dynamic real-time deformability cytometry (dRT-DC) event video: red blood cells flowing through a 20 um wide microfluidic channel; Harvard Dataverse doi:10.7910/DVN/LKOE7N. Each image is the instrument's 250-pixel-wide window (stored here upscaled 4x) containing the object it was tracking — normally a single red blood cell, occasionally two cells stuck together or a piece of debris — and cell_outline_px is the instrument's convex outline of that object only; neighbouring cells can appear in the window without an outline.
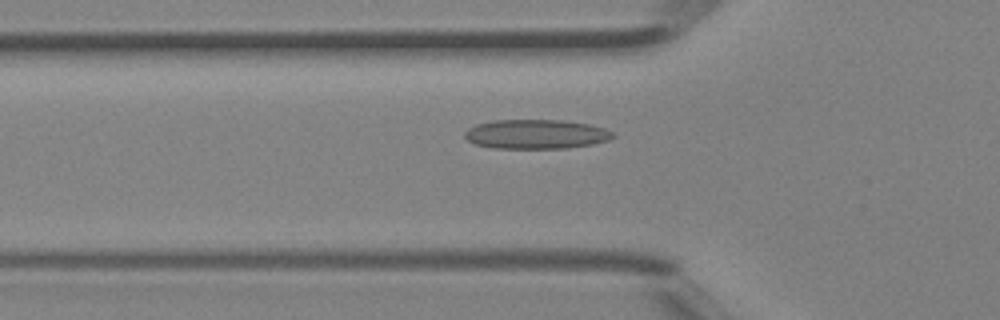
{"species": "Egyptian fruit bat (a non-hibernating species)", "species_latin": "Rousettus aegyptiacus", "temperature_condition": "room temperature", "stored_images_in_passage": 37, "camera_frame_rate_fps": 3000, "um_per_image_px": 0.085, "animal": {"sex": "female"}, "frame": {"image": 1, "passage_image": 7, "time_ms": 2.0, "image_size_px": [1000, 320], "cell_outline_px": [[616, 136], [608, 140], [592, 144], [564, 148], [492, 148], [476, 144], [468, 140], [464, 136], [464, 132], [468, 128], [476, 124], [492, 120], [564, 120], [588, 124], [604, 128], [612, 132]], "centroid_in_image_um": [45.54, 11.4], "position_along_channel_um": 80.3, "area_um2": 25.32}}
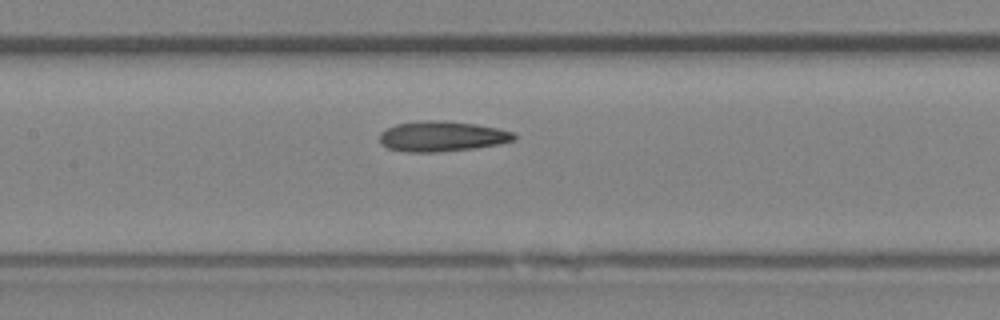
{"frame": {"image": 2, "passage_image": 13, "time_ms": 4.0, "image_size_px": [1000, 320], "cell_outline_px": [[516, 140], [500, 144], [472, 148], [436, 152], [408, 152], [388, 148], [380, 144], [380, 132], [396, 124], [424, 120], [444, 120], [476, 124], [496, 128], [512, 132], [516, 136]], "centroid_in_image_um": [37.55, 11.58], "position_along_channel_um": 169.8, "area_um2": 23.7}}
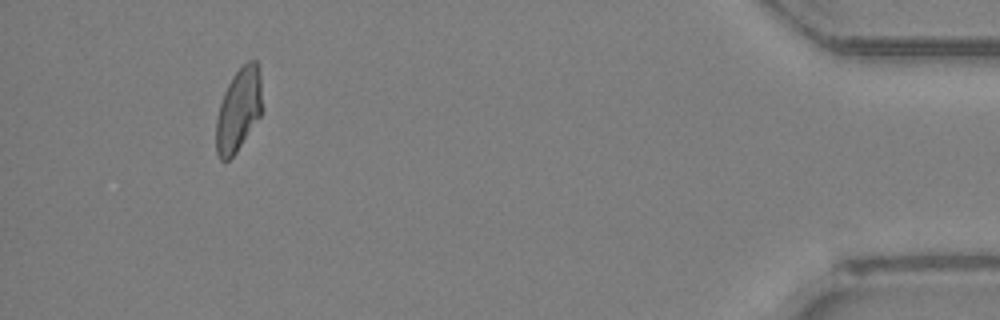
{"frame": {"image": 3, "passage_image": 34, "time_ms": 11.0, "image_size_px": [1000, 320], "cell_outline_px": [[264, 108], [260, 116], [236, 152], [228, 160], [220, 160], [216, 152], [216, 120], [220, 104], [224, 92], [232, 76], [248, 60], [256, 60], [260, 76]], "centroid_in_image_um": [20.3, 9.33], "position_along_channel_um": 414.9, "area_um2": 22.37}, "authors_computed_cell_mechanics": {"area_um2": 23.2934, "velocity_mm_per_s": 4.4749, "shape_relaxation_time_tau1_ms": null, "shape_relaxation_time_tau2_ms": 9.7383, "deformation_change_tau1": null, "deformation_change_tau2": 0.1938}}